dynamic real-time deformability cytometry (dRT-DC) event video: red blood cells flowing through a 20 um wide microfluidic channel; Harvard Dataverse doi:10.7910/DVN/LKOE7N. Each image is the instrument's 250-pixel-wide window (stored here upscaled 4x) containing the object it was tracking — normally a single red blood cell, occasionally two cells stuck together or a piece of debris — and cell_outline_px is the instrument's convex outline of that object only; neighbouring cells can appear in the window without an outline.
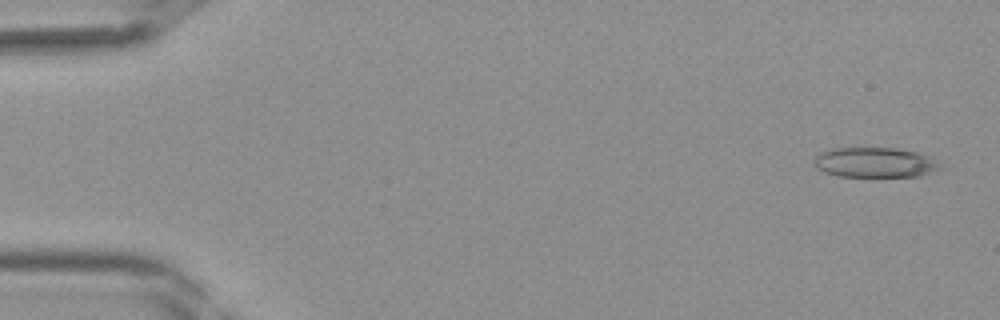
{"species": "Egyptian fruit bat (a non-hibernating species)", "species_latin": "Rousettus aegyptiacus", "temperature_condition": "room temperature", "stored_images_in_passage": 41, "camera_frame_rate_fps": 3000, "um_per_image_px": 0.085, "frame": {"image": 1, "passage_image": 2, "time_ms": 0.333, "image_size_px": [1000, 320], "cell_outline_px": [[948, 168], [920, 176], [840, 176], [824, 172], [816, 168], [812, 160], [820, 152], [832, 148], [896, 148], [916, 152], [932, 156]], "centroid_in_image_um": [74.46, 13.81], "position_along_channel_um": 10.5, "area_um2": 22.54}}
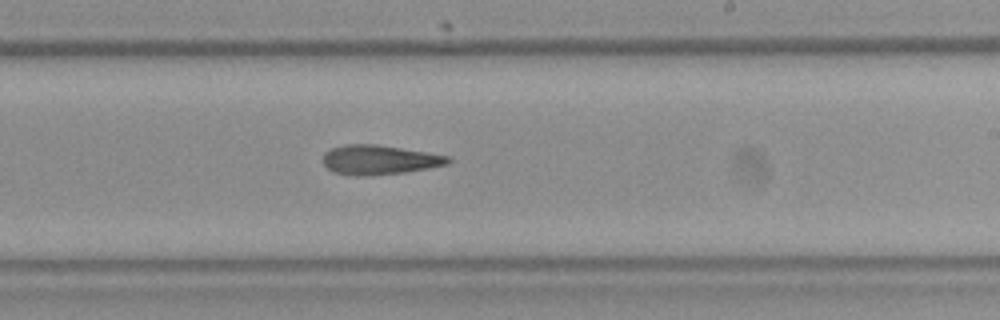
{"frame": {"image": 2, "passage_image": 25, "time_ms": 8.0, "image_size_px": [1000, 320], "cell_outline_px": [[452, 160], [448, 164], [428, 168], [404, 172], [372, 176], [348, 176], [332, 172], [324, 164], [324, 152], [332, 148], [344, 144], [376, 144], [428, 152], [448, 156]], "centroid_in_image_um": [32.22, 13.59], "position_along_channel_um": 256.8, "area_um2": 21.68}}
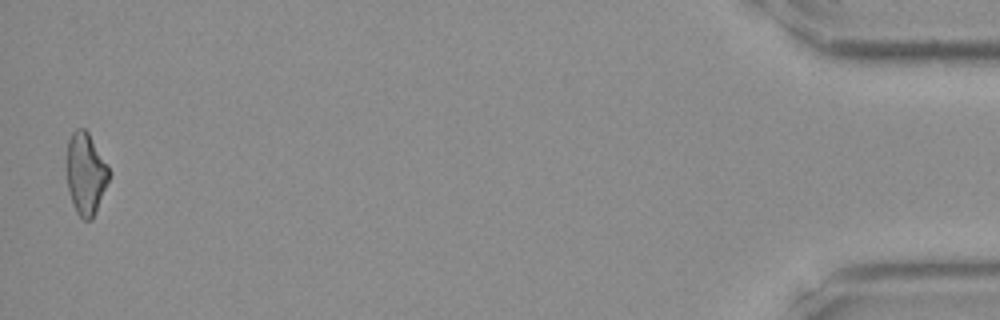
{"frame": {"image": 3, "passage_image": 41, "time_ms": 13.333, "image_size_px": [1000, 320], "cell_outline_px": [[112, 172], [92, 220], [84, 220], [76, 212], [68, 188], [64, 168], [64, 164], [68, 140], [72, 132], [76, 128], [84, 128], [88, 132]], "centroid_in_image_um": [7.25, 14.72], "position_along_channel_um": 427.9, "area_um2": 20.63}}